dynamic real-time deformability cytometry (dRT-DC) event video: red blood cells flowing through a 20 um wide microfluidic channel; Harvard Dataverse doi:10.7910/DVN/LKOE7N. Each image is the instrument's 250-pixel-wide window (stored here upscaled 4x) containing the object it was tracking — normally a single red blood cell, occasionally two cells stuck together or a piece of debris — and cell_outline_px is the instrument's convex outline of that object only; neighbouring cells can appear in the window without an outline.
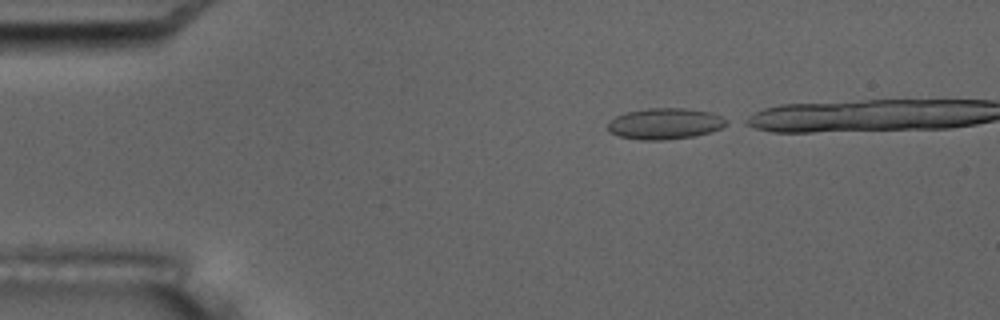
{"species": "common noctule bat (a hibernating species)", "species_latin": "Nyctalus noctula", "temperature_condition": "room temperature", "stored_images_in_passage": 4, "camera_frame_rate_fps": 3000, "um_per_image_px": 0.085, "animal": {"sex": "male", "body_mass_g": 17.5, "forearm_length_mm": 52.3}, "frame": {"image": 1, "passage_image": 1, "time_ms": 0.0, "image_size_px": [1000, 320], "cell_outline_px": [[728, 124], [712, 132], [692, 136], [664, 140], [640, 140], [620, 136], [608, 132], [608, 120], [616, 116], [628, 112], [648, 108], [688, 108], [712, 112], [728, 120]], "centroid_in_image_um": [56.53, 10.51], "position_along_channel_um": 28.5, "area_um2": 21.62}}